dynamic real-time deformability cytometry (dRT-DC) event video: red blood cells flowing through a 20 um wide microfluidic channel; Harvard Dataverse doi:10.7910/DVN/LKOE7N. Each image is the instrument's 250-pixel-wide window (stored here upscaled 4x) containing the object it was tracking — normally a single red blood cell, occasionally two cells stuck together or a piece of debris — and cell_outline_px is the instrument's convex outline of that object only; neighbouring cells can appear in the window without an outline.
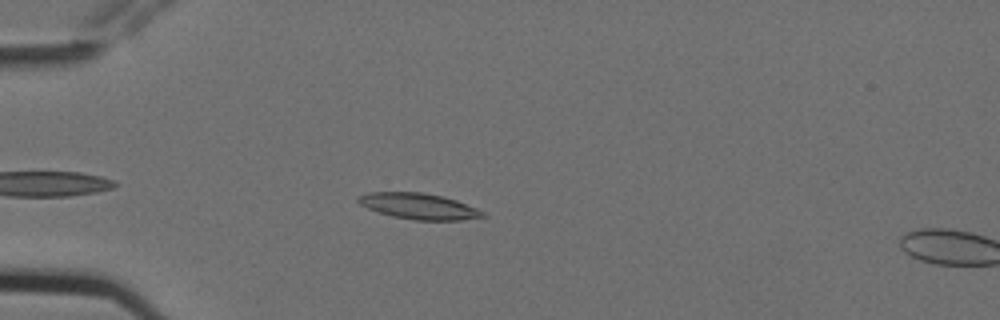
{"species": "Egyptian fruit bat (a non-hibernating species)", "species_latin": "Rousettus aegyptiacus", "temperature_condition": "cold", "stored_images_in_passage": 6, "camera_frame_rate_fps": 3000, "um_per_image_px": 0.085, "animal": {"sex": "female"}, "frame": {"image": 1, "passage_image": 5, "time_ms": 1.333, "image_size_px": [1000, 320], "cell_outline_px": [[484, 216], [460, 220], [412, 220], [392, 216], [368, 208], [360, 204], [356, 200], [356, 196], [368, 192], [420, 192], [444, 196], [456, 200], [476, 208], [484, 212]], "centroid_in_image_um": [35.55, 17.52], "position_along_channel_um": 49.4, "area_um2": 18.73}}